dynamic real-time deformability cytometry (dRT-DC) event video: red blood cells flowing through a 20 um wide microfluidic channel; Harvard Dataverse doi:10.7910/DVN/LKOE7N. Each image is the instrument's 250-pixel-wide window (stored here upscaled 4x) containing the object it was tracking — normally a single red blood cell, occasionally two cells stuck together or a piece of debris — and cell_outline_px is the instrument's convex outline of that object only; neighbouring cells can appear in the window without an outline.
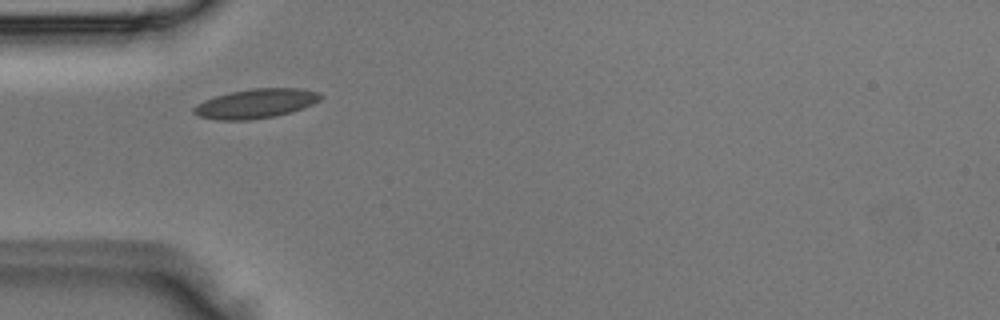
{"species": "Egyptian fruit bat (a non-hibernating species)", "species_latin": "Rousettus aegyptiacus", "temperature_condition": "room temperature", "stored_images_in_passage": 3, "camera_frame_rate_fps": 3000, "um_per_image_px": 0.085, "animal": {"sex": "male"}, "frame": {"image": 1, "passage_image": 2, "time_ms": 0.333, "image_size_px": [1000, 320], "cell_outline_px": [[324, 96], [320, 100], [312, 104], [292, 112], [276, 116], [248, 120], [216, 120], [200, 116], [192, 112], [192, 108], [196, 104], [204, 100], [216, 96], [232, 92], [252, 88], [300, 88], [320, 92]], "centroid_in_image_um": [21.76, 8.8], "position_along_channel_um": 63.2, "area_um2": 21.79}}
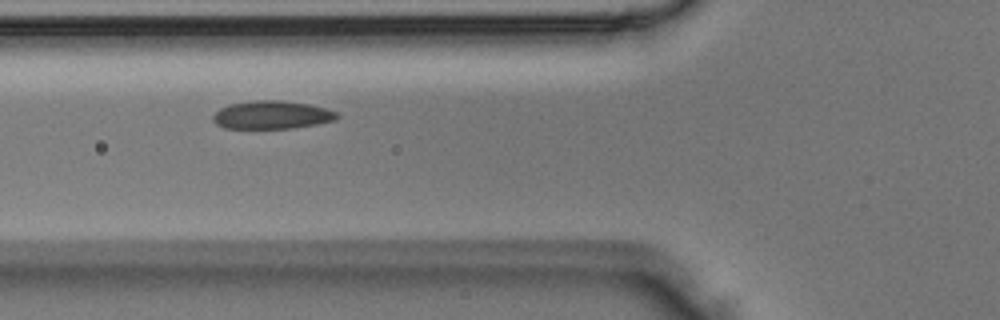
{"frame": {"image": 2, "passage_image": 3, "time_ms": 0.667, "image_size_px": [1000, 320], "cell_outline_px": [[340, 116], [336, 120], [316, 124], [292, 128], [224, 128], [216, 124], [212, 120], [212, 116], [220, 108], [228, 104], [256, 100], [280, 100], [308, 104], [324, 108], [336, 112]], "centroid_in_image_um": [23.08, 9.76], "position_along_channel_um": 102.7, "area_um2": 20.29}}